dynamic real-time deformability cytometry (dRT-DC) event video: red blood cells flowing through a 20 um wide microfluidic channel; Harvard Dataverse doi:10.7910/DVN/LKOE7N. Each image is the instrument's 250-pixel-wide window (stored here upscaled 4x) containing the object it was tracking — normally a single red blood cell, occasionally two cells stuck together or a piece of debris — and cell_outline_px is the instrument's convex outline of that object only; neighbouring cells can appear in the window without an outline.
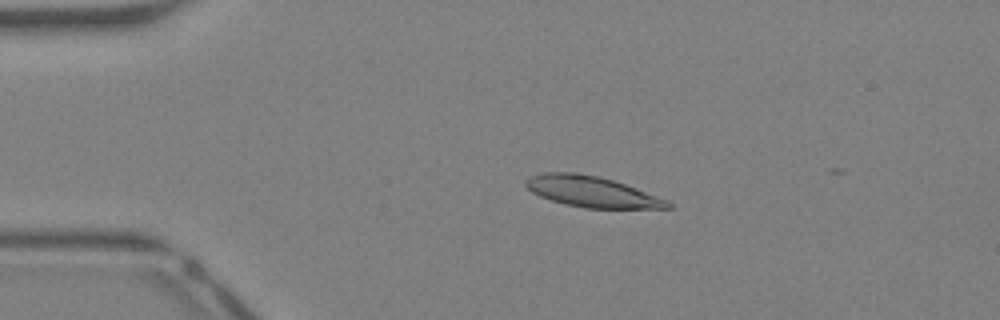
{"species": "Egyptian fruit bat (a non-hibernating species)", "species_latin": "Rousettus aegyptiacus", "temperature_condition": "warm", "stored_images_in_passage": 8, "camera_frame_rate_fps": 3000, "um_per_image_px": 0.085, "animal": {"sex": "female"}, "frame": {"image": 1, "passage_image": 7, "time_ms": 2.0, "image_size_px": [1000, 320], "cell_outline_px": [[672, 208], [584, 208], [564, 204], [540, 196], [532, 192], [524, 184], [524, 180], [532, 176], [544, 172], [576, 172], [600, 176], [624, 184], [668, 200], [672, 204]], "centroid_in_image_um": [50.28, 16.29], "position_along_channel_um": 34.7, "area_um2": 25.37}}